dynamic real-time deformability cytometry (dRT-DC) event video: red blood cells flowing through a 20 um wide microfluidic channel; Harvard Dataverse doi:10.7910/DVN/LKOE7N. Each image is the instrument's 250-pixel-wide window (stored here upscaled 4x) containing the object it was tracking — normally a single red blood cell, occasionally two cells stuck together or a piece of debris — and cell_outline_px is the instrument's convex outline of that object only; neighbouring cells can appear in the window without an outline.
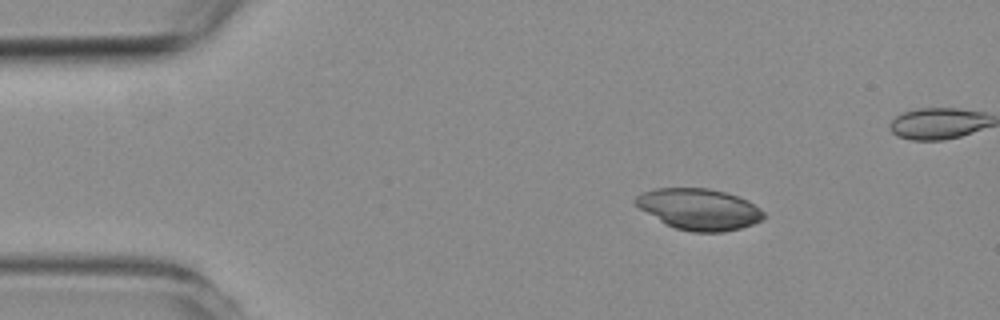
{"species": "common noctule bat (a hibernating species)", "species_latin": "Nyctalus noctula", "temperature_condition": "room temperature", "stored_images_in_passage": 4, "camera_frame_rate_fps": 3000, "um_per_image_px": 0.085, "animal": {"sex": "female", "body_mass_g": 19.3, "forearm_length_mm": 54.1}, "frame": {"image": 1, "passage_image": 1, "time_ms": 0.0, "image_size_px": [1000, 320], "cell_outline_px": [[764, 216], [760, 220], [752, 224], [740, 228], [724, 232], [692, 232], [676, 228], [664, 224], [640, 208], [632, 200], [636, 196], [644, 192], [656, 188], [708, 188], [724, 192], [748, 200], [760, 208], [764, 212]], "centroid_in_image_um": [59.41, 17.78], "position_along_channel_um": 25.6, "area_um2": 30.63}}